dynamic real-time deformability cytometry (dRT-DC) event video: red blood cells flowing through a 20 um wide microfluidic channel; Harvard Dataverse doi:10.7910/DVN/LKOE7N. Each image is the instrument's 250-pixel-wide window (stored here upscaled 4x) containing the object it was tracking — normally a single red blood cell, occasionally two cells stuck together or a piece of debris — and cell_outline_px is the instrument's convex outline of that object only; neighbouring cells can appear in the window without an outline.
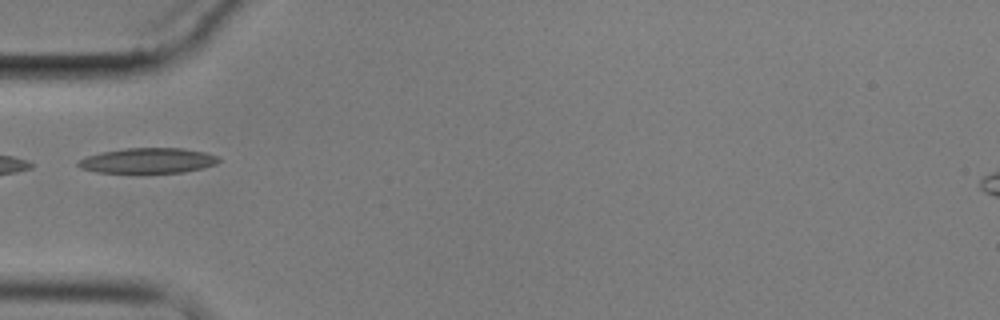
{"species": "common noctule bat (a hibernating species)", "species_latin": "Nyctalus noctula", "temperature_condition": "cold", "stored_images_in_passage": 6, "camera_frame_rate_fps": 3000, "um_per_image_px": 0.085, "animal": {"sex": "male", "body_mass_g": 17.9}, "frame": {"image": 1, "passage_image": 5, "time_ms": 5.667, "image_size_px": [1000, 320], "cell_outline_px": [[220, 160], [216, 164], [184, 172], [96, 172], [80, 168], [76, 164], [80, 160], [88, 156], [100, 152], [124, 148], [184, 148], [204, 152], [220, 156]], "centroid_in_image_um": [12.59, 13.64], "position_along_channel_um": 72.4, "area_um2": 20.52}}
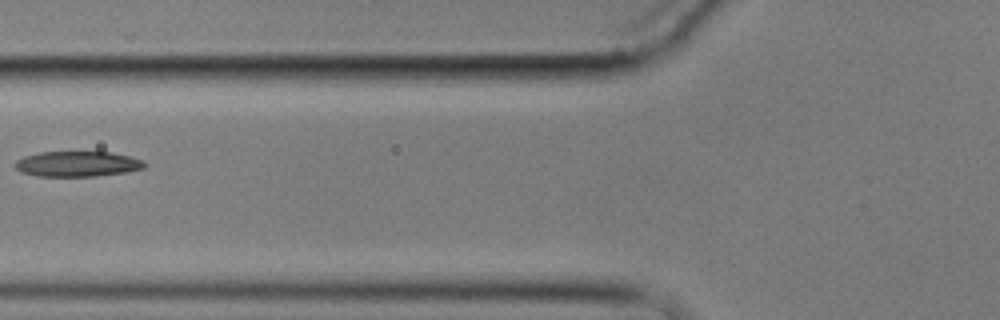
{"frame": {"image": 2, "passage_image": 6, "time_ms": 7.0, "image_size_px": [1000, 320], "cell_outline_px": [[148, 164], [144, 168], [124, 172], [96, 176], [36, 176], [20, 172], [16, 168], [16, 160], [24, 156], [40, 152], [112, 152], [144, 160]], "centroid_in_image_um": [6.59, 13.93], "position_along_channel_um": 119.2, "area_um2": 19.13}}